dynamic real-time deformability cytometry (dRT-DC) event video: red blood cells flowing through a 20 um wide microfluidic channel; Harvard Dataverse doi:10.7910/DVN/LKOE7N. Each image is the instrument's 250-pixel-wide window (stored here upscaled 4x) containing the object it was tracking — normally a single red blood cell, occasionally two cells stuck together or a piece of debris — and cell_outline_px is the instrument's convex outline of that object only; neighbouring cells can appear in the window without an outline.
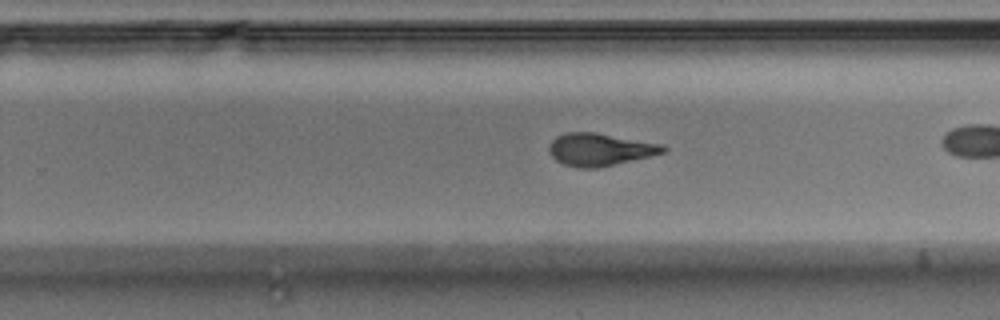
{"species": "Egyptian fruit bat (a non-hibernating species)", "species_latin": "Rousettus aegyptiacus", "temperature_condition": "warm", "stored_images_in_passage": 30, "camera_frame_rate_fps": 3000, "um_per_image_px": 0.085, "animal": {"sex": "male"}, "frame": {"image": 1, "passage_image": 22, "time_ms": 7.0, "image_size_px": [1000, 320], "cell_outline_px": [[668, 148], [664, 152], [648, 156], [596, 168], [580, 168], [564, 164], [556, 160], [548, 152], [548, 148], [552, 140], [556, 136], [564, 132], [596, 132], [660, 144]], "centroid_in_image_um": [50.92, 12.69], "position_along_channel_um": 278.9, "area_um2": 21.33}}